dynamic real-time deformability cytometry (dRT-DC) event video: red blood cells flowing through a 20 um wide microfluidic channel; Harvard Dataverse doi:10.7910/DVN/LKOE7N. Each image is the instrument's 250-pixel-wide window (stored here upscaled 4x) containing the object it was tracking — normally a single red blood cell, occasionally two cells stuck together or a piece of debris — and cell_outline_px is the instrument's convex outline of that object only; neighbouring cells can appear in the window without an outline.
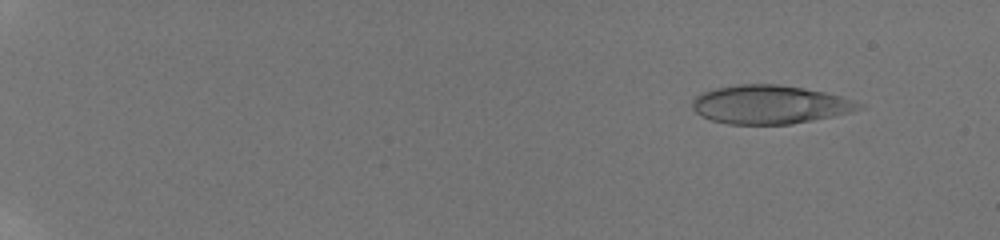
{"species": "human", "species_latin": "Homo sapiens", "temperature_condition": "room temperature", "stored_images_in_passage": 50, "camera_frame_rate_fps": 3000, "um_per_image_px": 0.085, "donor": {"sex": "male"}, "frame": {"image": 1, "passage_image": 4, "time_ms": 2.0, "image_size_px": [1000, 240], "cell_outline_px": [[864, 108], [852, 112], [792, 124], [728, 124], [712, 120], [700, 116], [692, 108], [692, 100], [696, 96], [704, 92], [716, 88], [736, 84], [780, 84], [804, 88], [824, 92], [856, 100], [864, 104]], "centroid_in_image_um": [65.46, 8.88], "position_along_channel_um": 19.5, "area_um2": 37.63}}
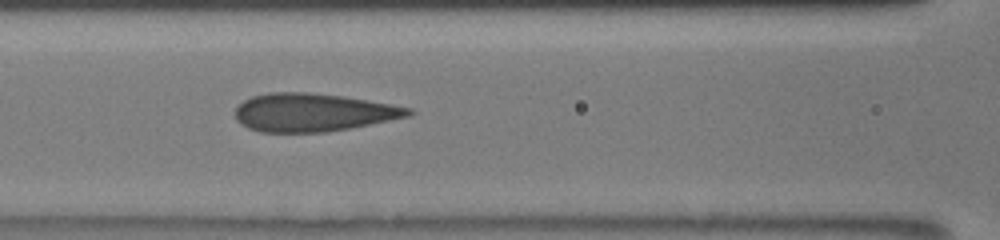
{"frame": {"image": 2, "passage_image": 23, "time_ms": 9.667, "image_size_px": [1000, 240], "cell_outline_px": [[416, 112], [412, 116], [328, 132], [260, 132], [248, 128], [240, 124], [236, 120], [236, 108], [244, 100], [252, 96], [268, 92], [308, 92], [340, 96], [392, 104], [412, 108]], "centroid_in_image_um": [26.62, 9.56], "position_along_channel_um": 140.0, "area_um2": 38.55}}
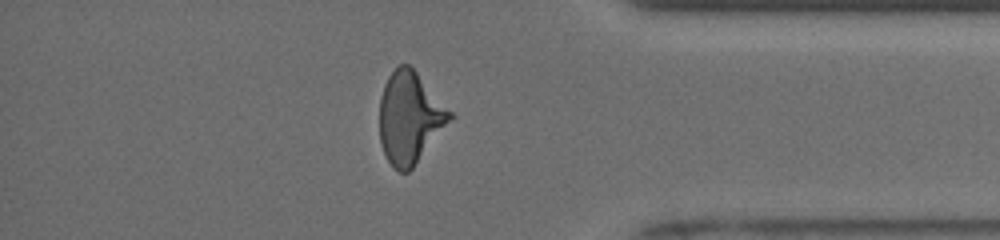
{"frame": {"image": 3, "passage_image": 43, "time_ms": 16.667, "image_size_px": [1000, 240], "cell_outline_px": [[456, 116], [412, 168], [408, 172], [400, 172], [392, 168], [384, 152], [380, 140], [380, 96], [384, 84], [388, 76], [400, 64], [408, 64], [416, 72]], "centroid_in_image_um": [34.84, 10.02], "position_along_channel_um": 400.4, "area_um2": 37.51}, "authors_computed_cell_mechanics": {"area_um2": 37.859, "velocity_mm_per_s": 3.8974, "shape_relaxation_time_tau1_ms": 7.1755, "shape_relaxation_time_tau2_ms": 0.7946, "deformation_change_tau1": 0.1821, "deformation_change_tau2": 0.0757}}